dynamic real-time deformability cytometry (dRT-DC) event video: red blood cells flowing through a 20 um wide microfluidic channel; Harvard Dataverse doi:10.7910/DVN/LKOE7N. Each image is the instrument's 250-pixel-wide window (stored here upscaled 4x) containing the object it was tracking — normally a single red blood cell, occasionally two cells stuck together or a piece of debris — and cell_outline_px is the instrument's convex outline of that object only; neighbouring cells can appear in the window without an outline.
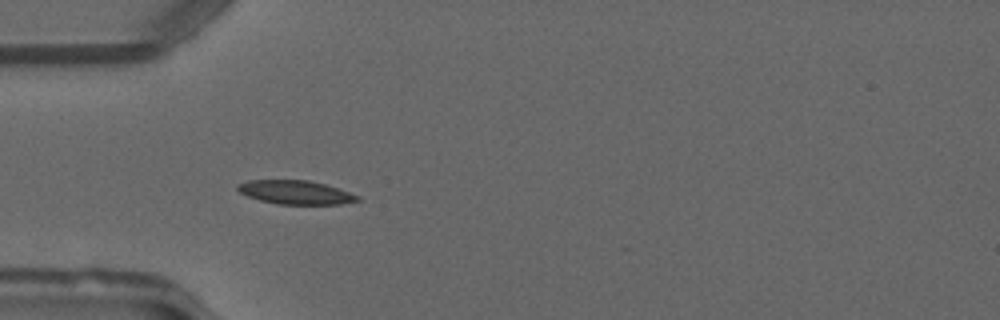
{"species": "common noctule bat (a hibernating species)", "species_latin": "Nyctalus noctula", "temperature_condition": "warm", "stored_images_in_passage": 34, "camera_frame_rate_fps": 3000, "um_per_image_px": 0.085, "animal": {"sex": "male", "forearm_length_mm": 52.5}, "frame": {"image": 1, "passage_image": 4, "time_ms": 1.0, "image_size_px": [1000, 320], "cell_outline_px": [[360, 200], [340, 204], [280, 204], [260, 200], [248, 196], [240, 192], [236, 188], [236, 184], [248, 180], [308, 180], [324, 184], [360, 196]], "centroid_in_image_um": [25.09, 16.34], "position_along_channel_um": 59.9, "area_um2": 16.42}}
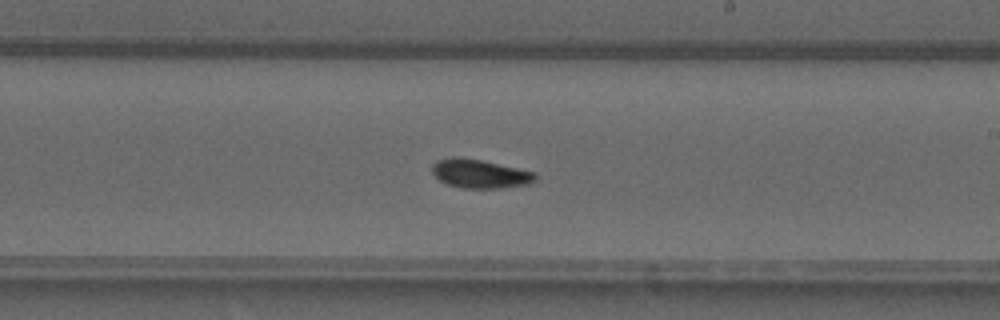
{"frame": {"image": 2, "passage_image": 18, "time_ms": 5.667, "image_size_px": [1000, 320], "cell_outline_px": [[536, 180], [528, 184], [500, 188], [464, 188], [448, 184], [440, 180], [432, 172], [432, 164], [436, 160], [456, 156], [480, 160], [536, 172]], "centroid_in_image_um": [40.79, 14.76], "position_along_channel_um": 248.2, "area_um2": 17.17}}
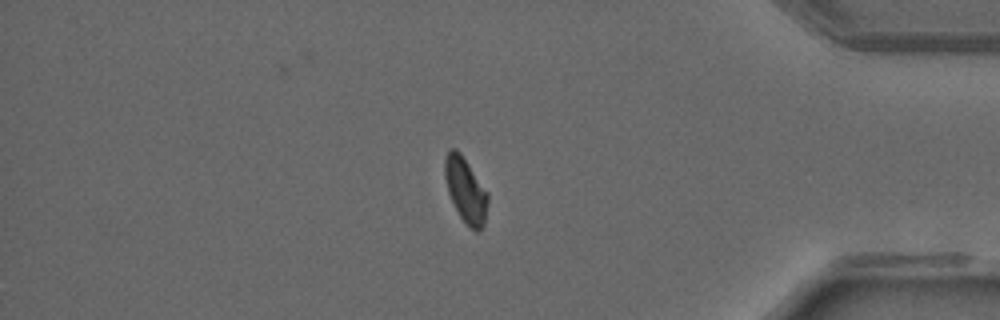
{"frame": {"image": 3, "passage_image": 31, "time_ms": 10.0, "image_size_px": [1000, 320], "cell_outline_px": [[488, 200], [484, 224], [480, 232], [476, 232], [460, 216], [448, 192], [444, 176], [444, 156], [448, 148], [456, 148], [460, 152], [488, 192]], "centroid_in_image_um": [39.56, 16.11], "position_along_channel_um": 395.6, "area_um2": 16.24}, "authors_computed_cell_mechanics": {"area_um2": 16.6464, "velocity_mm_per_s": 4.1075, "shape_relaxation_time_tau1_ms": 5.6573, "shape_relaxation_time_tau2_ms": 5.6122, "deformation_change_tau1": 0.1571, "deformation_change_tau2": 0.0625}}